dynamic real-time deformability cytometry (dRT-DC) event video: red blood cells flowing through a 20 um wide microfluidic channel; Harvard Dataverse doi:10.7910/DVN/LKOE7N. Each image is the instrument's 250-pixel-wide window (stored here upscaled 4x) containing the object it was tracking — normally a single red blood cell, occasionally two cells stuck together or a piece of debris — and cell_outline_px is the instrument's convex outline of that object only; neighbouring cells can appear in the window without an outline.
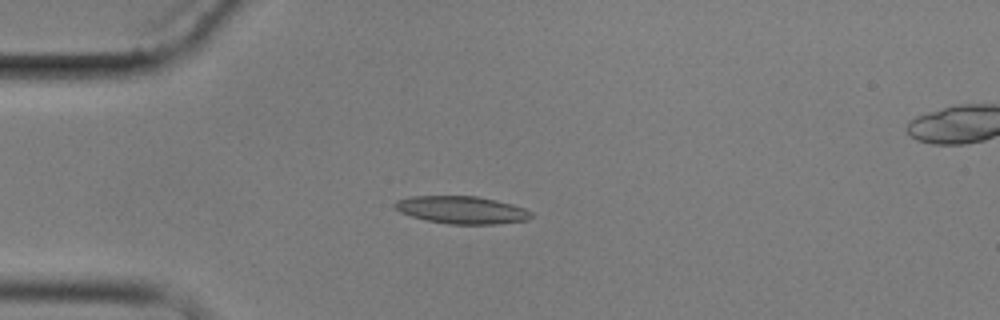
{"species": "common noctule bat (a hibernating species)", "species_latin": "Nyctalus noctula", "temperature_condition": "cold", "stored_images_in_passage": 6, "camera_frame_rate_fps": 3000, "um_per_image_px": 0.085, "animal": {"sex": "male", "body_mass_g": 17.9}, "frame": {"image": 1, "passage_image": 4, "time_ms": 4.667, "image_size_px": [1000, 320], "cell_outline_px": [[536, 216], [528, 220], [496, 224], [448, 224], [428, 220], [412, 216], [400, 212], [392, 204], [396, 200], [408, 196], [476, 196], [496, 200], [512, 204], [524, 208], [532, 212]], "centroid_in_image_um": [39.27, 17.84], "position_along_channel_um": 45.7, "area_um2": 22.02}}